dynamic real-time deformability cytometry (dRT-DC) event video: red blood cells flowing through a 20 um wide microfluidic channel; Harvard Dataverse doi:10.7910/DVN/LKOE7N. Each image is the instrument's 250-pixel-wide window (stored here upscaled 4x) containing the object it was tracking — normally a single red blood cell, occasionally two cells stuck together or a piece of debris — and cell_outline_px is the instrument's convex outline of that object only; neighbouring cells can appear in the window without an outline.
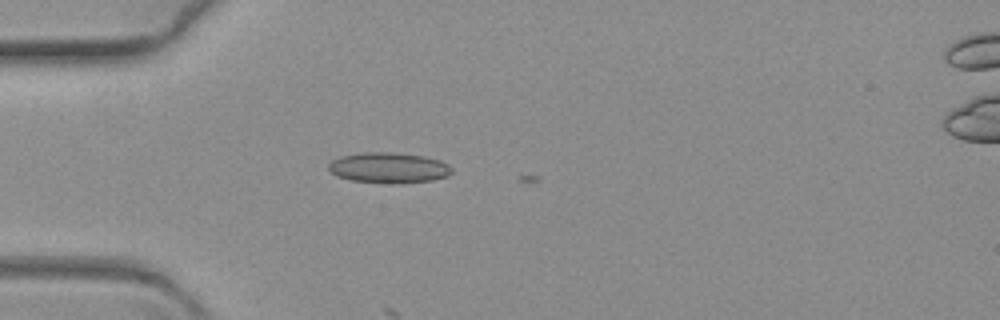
{"species": "common noctule bat (a hibernating species)", "species_latin": "Nyctalus noctula", "temperature_condition": "warm", "stored_images_in_passage": 7, "camera_frame_rate_fps": 3000, "um_per_image_px": 0.085, "animal": {"sex": "female", "body_mass_g": 19.3, "forearm_length_mm": 54.1}, "frame": {"image": 1, "passage_image": 4, "time_ms": 1.0, "image_size_px": [1000, 320], "cell_outline_px": [[452, 172], [448, 176], [432, 180], [396, 184], [392, 184], [352, 180], [336, 176], [328, 168], [328, 164], [332, 160], [344, 156], [364, 152], [392, 152], [424, 156], [440, 160], [448, 164], [452, 168]], "centroid_in_image_um": [33.07, 14.26], "position_along_channel_um": 51.9, "area_um2": 21.96}}